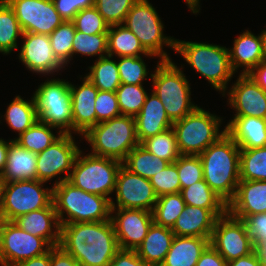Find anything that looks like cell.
Wrapping results in <instances>:
<instances>
[{
    "instance_id": "cell-49",
    "label": "cell",
    "mask_w": 266,
    "mask_h": 266,
    "mask_svg": "<svg viewBox=\"0 0 266 266\" xmlns=\"http://www.w3.org/2000/svg\"><path fill=\"white\" fill-rule=\"evenodd\" d=\"M242 221L246 226L254 248L266 241V213L247 216Z\"/></svg>"
},
{
    "instance_id": "cell-42",
    "label": "cell",
    "mask_w": 266,
    "mask_h": 266,
    "mask_svg": "<svg viewBox=\"0 0 266 266\" xmlns=\"http://www.w3.org/2000/svg\"><path fill=\"white\" fill-rule=\"evenodd\" d=\"M116 95L121 115L135 117L141 111L148 93L143 85L121 83Z\"/></svg>"
},
{
    "instance_id": "cell-29",
    "label": "cell",
    "mask_w": 266,
    "mask_h": 266,
    "mask_svg": "<svg viewBox=\"0 0 266 266\" xmlns=\"http://www.w3.org/2000/svg\"><path fill=\"white\" fill-rule=\"evenodd\" d=\"M210 239L191 236H174L171 247L160 266H195Z\"/></svg>"
},
{
    "instance_id": "cell-30",
    "label": "cell",
    "mask_w": 266,
    "mask_h": 266,
    "mask_svg": "<svg viewBox=\"0 0 266 266\" xmlns=\"http://www.w3.org/2000/svg\"><path fill=\"white\" fill-rule=\"evenodd\" d=\"M108 56L112 57H146L155 55L148 53L136 35L124 24L109 26L107 32Z\"/></svg>"
},
{
    "instance_id": "cell-12",
    "label": "cell",
    "mask_w": 266,
    "mask_h": 266,
    "mask_svg": "<svg viewBox=\"0 0 266 266\" xmlns=\"http://www.w3.org/2000/svg\"><path fill=\"white\" fill-rule=\"evenodd\" d=\"M52 247L47 240L24 231L13 221L5 220L0 233V265L12 266L44 255Z\"/></svg>"
},
{
    "instance_id": "cell-47",
    "label": "cell",
    "mask_w": 266,
    "mask_h": 266,
    "mask_svg": "<svg viewBox=\"0 0 266 266\" xmlns=\"http://www.w3.org/2000/svg\"><path fill=\"white\" fill-rule=\"evenodd\" d=\"M177 171L181 190L203 180V168L199 155H180L177 159Z\"/></svg>"
},
{
    "instance_id": "cell-7",
    "label": "cell",
    "mask_w": 266,
    "mask_h": 266,
    "mask_svg": "<svg viewBox=\"0 0 266 266\" xmlns=\"http://www.w3.org/2000/svg\"><path fill=\"white\" fill-rule=\"evenodd\" d=\"M221 119L197 106L191 113L173 123L177 147L181 155H200L226 133L219 130Z\"/></svg>"
},
{
    "instance_id": "cell-3",
    "label": "cell",
    "mask_w": 266,
    "mask_h": 266,
    "mask_svg": "<svg viewBox=\"0 0 266 266\" xmlns=\"http://www.w3.org/2000/svg\"><path fill=\"white\" fill-rule=\"evenodd\" d=\"M53 203L61 225L110 220L111 202L102 195L91 194L68 180L53 185ZM66 213V219L65 215Z\"/></svg>"
},
{
    "instance_id": "cell-59",
    "label": "cell",
    "mask_w": 266,
    "mask_h": 266,
    "mask_svg": "<svg viewBox=\"0 0 266 266\" xmlns=\"http://www.w3.org/2000/svg\"><path fill=\"white\" fill-rule=\"evenodd\" d=\"M255 250L257 251L261 260H266V241L259 244Z\"/></svg>"
},
{
    "instance_id": "cell-26",
    "label": "cell",
    "mask_w": 266,
    "mask_h": 266,
    "mask_svg": "<svg viewBox=\"0 0 266 266\" xmlns=\"http://www.w3.org/2000/svg\"><path fill=\"white\" fill-rule=\"evenodd\" d=\"M216 220L217 217L209 209L186 205L172 231L175 236L210 239Z\"/></svg>"
},
{
    "instance_id": "cell-18",
    "label": "cell",
    "mask_w": 266,
    "mask_h": 266,
    "mask_svg": "<svg viewBox=\"0 0 266 266\" xmlns=\"http://www.w3.org/2000/svg\"><path fill=\"white\" fill-rule=\"evenodd\" d=\"M21 37L23 43L18 56L29 71L45 76L65 68L53 52L49 35L23 33Z\"/></svg>"
},
{
    "instance_id": "cell-8",
    "label": "cell",
    "mask_w": 266,
    "mask_h": 266,
    "mask_svg": "<svg viewBox=\"0 0 266 266\" xmlns=\"http://www.w3.org/2000/svg\"><path fill=\"white\" fill-rule=\"evenodd\" d=\"M82 153L80 150L68 181L83 191L102 195L111 201L109 195L114 193L117 173L122 162L91 153L87 155Z\"/></svg>"
},
{
    "instance_id": "cell-28",
    "label": "cell",
    "mask_w": 266,
    "mask_h": 266,
    "mask_svg": "<svg viewBox=\"0 0 266 266\" xmlns=\"http://www.w3.org/2000/svg\"><path fill=\"white\" fill-rule=\"evenodd\" d=\"M174 236L171 228L153 222L135 251L148 266H160L171 247Z\"/></svg>"
},
{
    "instance_id": "cell-19",
    "label": "cell",
    "mask_w": 266,
    "mask_h": 266,
    "mask_svg": "<svg viewBox=\"0 0 266 266\" xmlns=\"http://www.w3.org/2000/svg\"><path fill=\"white\" fill-rule=\"evenodd\" d=\"M230 90L227 102L235 109L234 116H252L266 119V91L249 74L238 76Z\"/></svg>"
},
{
    "instance_id": "cell-2",
    "label": "cell",
    "mask_w": 266,
    "mask_h": 266,
    "mask_svg": "<svg viewBox=\"0 0 266 266\" xmlns=\"http://www.w3.org/2000/svg\"><path fill=\"white\" fill-rule=\"evenodd\" d=\"M199 157L203 179L228 204L240 182V147L225 133Z\"/></svg>"
},
{
    "instance_id": "cell-54",
    "label": "cell",
    "mask_w": 266,
    "mask_h": 266,
    "mask_svg": "<svg viewBox=\"0 0 266 266\" xmlns=\"http://www.w3.org/2000/svg\"><path fill=\"white\" fill-rule=\"evenodd\" d=\"M261 259L256 250L247 256L227 262V266H260Z\"/></svg>"
},
{
    "instance_id": "cell-22",
    "label": "cell",
    "mask_w": 266,
    "mask_h": 266,
    "mask_svg": "<svg viewBox=\"0 0 266 266\" xmlns=\"http://www.w3.org/2000/svg\"><path fill=\"white\" fill-rule=\"evenodd\" d=\"M13 222L33 236L47 240L52 246L60 245L61 226L53 202L48 207L19 216Z\"/></svg>"
},
{
    "instance_id": "cell-5",
    "label": "cell",
    "mask_w": 266,
    "mask_h": 266,
    "mask_svg": "<svg viewBox=\"0 0 266 266\" xmlns=\"http://www.w3.org/2000/svg\"><path fill=\"white\" fill-rule=\"evenodd\" d=\"M91 154L123 162L139 143L135 118L120 115L91 127L84 135Z\"/></svg>"
},
{
    "instance_id": "cell-53",
    "label": "cell",
    "mask_w": 266,
    "mask_h": 266,
    "mask_svg": "<svg viewBox=\"0 0 266 266\" xmlns=\"http://www.w3.org/2000/svg\"><path fill=\"white\" fill-rule=\"evenodd\" d=\"M195 266H227V262L211 245H209L201 254Z\"/></svg>"
},
{
    "instance_id": "cell-48",
    "label": "cell",
    "mask_w": 266,
    "mask_h": 266,
    "mask_svg": "<svg viewBox=\"0 0 266 266\" xmlns=\"http://www.w3.org/2000/svg\"><path fill=\"white\" fill-rule=\"evenodd\" d=\"M95 111L97 124L120 116L121 111L118 105L116 92L98 90L95 101Z\"/></svg>"
},
{
    "instance_id": "cell-10",
    "label": "cell",
    "mask_w": 266,
    "mask_h": 266,
    "mask_svg": "<svg viewBox=\"0 0 266 266\" xmlns=\"http://www.w3.org/2000/svg\"><path fill=\"white\" fill-rule=\"evenodd\" d=\"M38 119L58 129V133L72 134L70 83L51 79L39 85L34 95Z\"/></svg>"
},
{
    "instance_id": "cell-45",
    "label": "cell",
    "mask_w": 266,
    "mask_h": 266,
    "mask_svg": "<svg viewBox=\"0 0 266 266\" xmlns=\"http://www.w3.org/2000/svg\"><path fill=\"white\" fill-rule=\"evenodd\" d=\"M149 180L157 197L180 193L181 186L177 171V160L174 163H169L162 171L152 176Z\"/></svg>"
},
{
    "instance_id": "cell-20",
    "label": "cell",
    "mask_w": 266,
    "mask_h": 266,
    "mask_svg": "<svg viewBox=\"0 0 266 266\" xmlns=\"http://www.w3.org/2000/svg\"><path fill=\"white\" fill-rule=\"evenodd\" d=\"M80 86L70 83L72 133L84 135L91 127L97 125L95 101L98 88L85 76L80 77Z\"/></svg>"
},
{
    "instance_id": "cell-60",
    "label": "cell",
    "mask_w": 266,
    "mask_h": 266,
    "mask_svg": "<svg viewBox=\"0 0 266 266\" xmlns=\"http://www.w3.org/2000/svg\"><path fill=\"white\" fill-rule=\"evenodd\" d=\"M263 61L266 62V30L261 32Z\"/></svg>"
},
{
    "instance_id": "cell-13",
    "label": "cell",
    "mask_w": 266,
    "mask_h": 266,
    "mask_svg": "<svg viewBox=\"0 0 266 266\" xmlns=\"http://www.w3.org/2000/svg\"><path fill=\"white\" fill-rule=\"evenodd\" d=\"M73 138L72 134H61L50 146L37 154L36 171L39 181L48 182L58 175L59 178H56L53 185L68 180L80 152ZM63 173L65 176L61 178Z\"/></svg>"
},
{
    "instance_id": "cell-56",
    "label": "cell",
    "mask_w": 266,
    "mask_h": 266,
    "mask_svg": "<svg viewBox=\"0 0 266 266\" xmlns=\"http://www.w3.org/2000/svg\"><path fill=\"white\" fill-rule=\"evenodd\" d=\"M12 266H50V251L44 255L15 263Z\"/></svg>"
},
{
    "instance_id": "cell-63",
    "label": "cell",
    "mask_w": 266,
    "mask_h": 266,
    "mask_svg": "<svg viewBox=\"0 0 266 266\" xmlns=\"http://www.w3.org/2000/svg\"><path fill=\"white\" fill-rule=\"evenodd\" d=\"M260 266H266V260H261V265Z\"/></svg>"
},
{
    "instance_id": "cell-23",
    "label": "cell",
    "mask_w": 266,
    "mask_h": 266,
    "mask_svg": "<svg viewBox=\"0 0 266 266\" xmlns=\"http://www.w3.org/2000/svg\"><path fill=\"white\" fill-rule=\"evenodd\" d=\"M136 133L139 143L153 137L172 127L173 122L169 119L163 103L152 91L147 95L141 111L134 117Z\"/></svg>"
},
{
    "instance_id": "cell-38",
    "label": "cell",
    "mask_w": 266,
    "mask_h": 266,
    "mask_svg": "<svg viewBox=\"0 0 266 266\" xmlns=\"http://www.w3.org/2000/svg\"><path fill=\"white\" fill-rule=\"evenodd\" d=\"M240 180L266 181V146L240 149Z\"/></svg>"
},
{
    "instance_id": "cell-57",
    "label": "cell",
    "mask_w": 266,
    "mask_h": 266,
    "mask_svg": "<svg viewBox=\"0 0 266 266\" xmlns=\"http://www.w3.org/2000/svg\"><path fill=\"white\" fill-rule=\"evenodd\" d=\"M12 141L13 139H10L8 142H6L4 139L0 138V173L3 171L5 167L9 144Z\"/></svg>"
},
{
    "instance_id": "cell-36",
    "label": "cell",
    "mask_w": 266,
    "mask_h": 266,
    "mask_svg": "<svg viewBox=\"0 0 266 266\" xmlns=\"http://www.w3.org/2000/svg\"><path fill=\"white\" fill-rule=\"evenodd\" d=\"M20 35L23 31L13 9L5 0H0V52L7 55L17 49Z\"/></svg>"
},
{
    "instance_id": "cell-46",
    "label": "cell",
    "mask_w": 266,
    "mask_h": 266,
    "mask_svg": "<svg viewBox=\"0 0 266 266\" xmlns=\"http://www.w3.org/2000/svg\"><path fill=\"white\" fill-rule=\"evenodd\" d=\"M72 22L77 31L89 35L107 33L109 28L95 6L79 11Z\"/></svg>"
},
{
    "instance_id": "cell-58",
    "label": "cell",
    "mask_w": 266,
    "mask_h": 266,
    "mask_svg": "<svg viewBox=\"0 0 266 266\" xmlns=\"http://www.w3.org/2000/svg\"><path fill=\"white\" fill-rule=\"evenodd\" d=\"M199 2L200 0H185V3L188 5V8L193 12V14L199 13L200 11Z\"/></svg>"
},
{
    "instance_id": "cell-33",
    "label": "cell",
    "mask_w": 266,
    "mask_h": 266,
    "mask_svg": "<svg viewBox=\"0 0 266 266\" xmlns=\"http://www.w3.org/2000/svg\"><path fill=\"white\" fill-rule=\"evenodd\" d=\"M4 120L12 130H16L20 136L30 128L38 119L37 107L34 97L31 100H24L20 95L6 108Z\"/></svg>"
},
{
    "instance_id": "cell-25",
    "label": "cell",
    "mask_w": 266,
    "mask_h": 266,
    "mask_svg": "<svg viewBox=\"0 0 266 266\" xmlns=\"http://www.w3.org/2000/svg\"><path fill=\"white\" fill-rule=\"evenodd\" d=\"M233 42V47L229 49L231 68L237 72L239 67H243L242 74H249L263 61L261 34L256 36L246 30Z\"/></svg>"
},
{
    "instance_id": "cell-14",
    "label": "cell",
    "mask_w": 266,
    "mask_h": 266,
    "mask_svg": "<svg viewBox=\"0 0 266 266\" xmlns=\"http://www.w3.org/2000/svg\"><path fill=\"white\" fill-rule=\"evenodd\" d=\"M210 245L226 262L247 256L255 250L244 222L228 212L217 218Z\"/></svg>"
},
{
    "instance_id": "cell-27",
    "label": "cell",
    "mask_w": 266,
    "mask_h": 266,
    "mask_svg": "<svg viewBox=\"0 0 266 266\" xmlns=\"http://www.w3.org/2000/svg\"><path fill=\"white\" fill-rule=\"evenodd\" d=\"M36 162V153L21 147L13 140L9 144L5 167L0 173L3 183L37 180Z\"/></svg>"
},
{
    "instance_id": "cell-34",
    "label": "cell",
    "mask_w": 266,
    "mask_h": 266,
    "mask_svg": "<svg viewBox=\"0 0 266 266\" xmlns=\"http://www.w3.org/2000/svg\"><path fill=\"white\" fill-rule=\"evenodd\" d=\"M89 70L86 77L99 90L116 92L121 85L117 62L113 61L110 56L95 60Z\"/></svg>"
},
{
    "instance_id": "cell-61",
    "label": "cell",
    "mask_w": 266,
    "mask_h": 266,
    "mask_svg": "<svg viewBox=\"0 0 266 266\" xmlns=\"http://www.w3.org/2000/svg\"><path fill=\"white\" fill-rule=\"evenodd\" d=\"M4 221H5L4 217H3L2 213L0 212V233H1V228H2Z\"/></svg>"
},
{
    "instance_id": "cell-21",
    "label": "cell",
    "mask_w": 266,
    "mask_h": 266,
    "mask_svg": "<svg viewBox=\"0 0 266 266\" xmlns=\"http://www.w3.org/2000/svg\"><path fill=\"white\" fill-rule=\"evenodd\" d=\"M227 212L243 220L247 216L266 213V181L240 180Z\"/></svg>"
},
{
    "instance_id": "cell-41",
    "label": "cell",
    "mask_w": 266,
    "mask_h": 266,
    "mask_svg": "<svg viewBox=\"0 0 266 266\" xmlns=\"http://www.w3.org/2000/svg\"><path fill=\"white\" fill-rule=\"evenodd\" d=\"M74 54L90 57L98 55V59L108 56L107 33L89 35L76 30L72 42V58Z\"/></svg>"
},
{
    "instance_id": "cell-62",
    "label": "cell",
    "mask_w": 266,
    "mask_h": 266,
    "mask_svg": "<svg viewBox=\"0 0 266 266\" xmlns=\"http://www.w3.org/2000/svg\"><path fill=\"white\" fill-rule=\"evenodd\" d=\"M2 186H3V181L0 175V204H1Z\"/></svg>"
},
{
    "instance_id": "cell-39",
    "label": "cell",
    "mask_w": 266,
    "mask_h": 266,
    "mask_svg": "<svg viewBox=\"0 0 266 266\" xmlns=\"http://www.w3.org/2000/svg\"><path fill=\"white\" fill-rule=\"evenodd\" d=\"M141 145L150 153L169 163H174L181 155L172 127L153 137L145 139Z\"/></svg>"
},
{
    "instance_id": "cell-31",
    "label": "cell",
    "mask_w": 266,
    "mask_h": 266,
    "mask_svg": "<svg viewBox=\"0 0 266 266\" xmlns=\"http://www.w3.org/2000/svg\"><path fill=\"white\" fill-rule=\"evenodd\" d=\"M186 205L209 209L217 218L227 213V203L205 182L200 180L180 192Z\"/></svg>"
},
{
    "instance_id": "cell-4",
    "label": "cell",
    "mask_w": 266,
    "mask_h": 266,
    "mask_svg": "<svg viewBox=\"0 0 266 266\" xmlns=\"http://www.w3.org/2000/svg\"><path fill=\"white\" fill-rule=\"evenodd\" d=\"M175 52L181 54L201 77L206 78L215 90L225 96L227 84L235 73L230 64L229 48L176 39Z\"/></svg>"
},
{
    "instance_id": "cell-17",
    "label": "cell",
    "mask_w": 266,
    "mask_h": 266,
    "mask_svg": "<svg viewBox=\"0 0 266 266\" xmlns=\"http://www.w3.org/2000/svg\"><path fill=\"white\" fill-rule=\"evenodd\" d=\"M110 220L119 249L135 250L147 235L148 229L153 223V214L151 211L143 209L111 208Z\"/></svg>"
},
{
    "instance_id": "cell-55",
    "label": "cell",
    "mask_w": 266,
    "mask_h": 266,
    "mask_svg": "<svg viewBox=\"0 0 266 266\" xmlns=\"http://www.w3.org/2000/svg\"><path fill=\"white\" fill-rule=\"evenodd\" d=\"M249 75L253 80L264 90L266 91V62L262 61L259 63Z\"/></svg>"
},
{
    "instance_id": "cell-43",
    "label": "cell",
    "mask_w": 266,
    "mask_h": 266,
    "mask_svg": "<svg viewBox=\"0 0 266 266\" xmlns=\"http://www.w3.org/2000/svg\"><path fill=\"white\" fill-rule=\"evenodd\" d=\"M138 0H95V7L109 25L123 24L128 12Z\"/></svg>"
},
{
    "instance_id": "cell-11",
    "label": "cell",
    "mask_w": 266,
    "mask_h": 266,
    "mask_svg": "<svg viewBox=\"0 0 266 266\" xmlns=\"http://www.w3.org/2000/svg\"><path fill=\"white\" fill-rule=\"evenodd\" d=\"M44 183L38 179L3 183L0 212L4 220L14 221L19 216L48 207L53 202V187L44 188Z\"/></svg>"
},
{
    "instance_id": "cell-6",
    "label": "cell",
    "mask_w": 266,
    "mask_h": 266,
    "mask_svg": "<svg viewBox=\"0 0 266 266\" xmlns=\"http://www.w3.org/2000/svg\"><path fill=\"white\" fill-rule=\"evenodd\" d=\"M150 74L153 92L163 103L169 119L174 123L191 113L196 107L191 101V88L185 74L172 60L158 61Z\"/></svg>"
},
{
    "instance_id": "cell-24",
    "label": "cell",
    "mask_w": 266,
    "mask_h": 266,
    "mask_svg": "<svg viewBox=\"0 0 266 266\" xmlns=\"http://www.w3.org/2000/svg\"><path fill=\"white\" fill-rule=\"evenodd\" d=\"M225 129L240 149L266 146V119L264 118L234 116Z\"/></svg>"
},
{
    "instance_id": "cell-51",
    "label": "cell",
    "mask_w": 266,
    "mask_h": 266,
    "mask_svg": "<svg viewBox=\"0 0 266 266\" xmlns=\"http://www.w3.org/2000/svg\"><path fill=\"white\" fill-rule=\"evenodd\" d=\"M109 266H148L135 250H119Z\"/></svg>"
},
{
    "instance_id": "cell-50",
    "label": "cell",
    "mask_w": 266,
    "mask_h": 266,
    "mask_svg": "<svg viewBox=\"0 0 266 266\" xmlns=\"http://www.w3.org/2000/svg\"><path fill=\"white\" fill-rule=\"evenodd\" d=\"M64 21H72L76 14L86 8L95 6V0H52Z\"/></svg>"
},
{
    "instance_id": "cell-44",
    "label": "cell",
    "mask_w": 266,
    "mask_h": 266,
    "mask_svg": "<svg viewBox=\"0 0 266 266\" xmlns=\"http://www.w3.org/2000/svg\"><path fill=\"white\" fill-rule=\"evenodd\" d=\"M117 62L120 82L122 84L142 85L147 77L148 71L142 56L119 57Z\"/></svg>"
},
{
    "instance_id": "cell-1",
    "label": "cell",
    "mask_w": 266,
    "mask_h": 266,
    "mask_svg": "<svg viewBox=\"0 0 266 266\" xmlns=\"http://www.w3.org/2000/svg\"><path fill=\"white\" fill-rule=\"evenodd\" d=\"M60 247L80 266H109L120 250L111 220L61 225Z\"/></svg>"
},
{
    "instance_id": "cell-35",
    "label": "cell",
    "mask_w": 266,
    "mask_h": 266,
    "mask_svg": "<svg viewBox=\"0 0 266 266\" xmlns=\"http://www.w3.org/2000/svg\"><path fill=\"white\" fill-rule=\"evenodd\" d=\"M53 129L56 128L37 120L30 128L13 140L21 147L38 154L50 146L62 134L57 132L58 135L56 136L52 132Z\"/></svg>"
},
{
    "instance_id": "cell-40",
    "label": "cell",
    "mask_w": 266,
    "mask_h": 266,
    "mask_svg": "<svg viewBox=\"0 0 266 266\" xmlns=\"http://www.w3.org/2000/svg\"><path fill=\"white\" fill-rule=\"evenodd\" d=\"M75 32L76 29L73 22L64 21L49 35L53 52L64 66L73 60L72 42Z\"/></svg>"
},
{
    "instance_id": "cell-9",
    "label": "cell",
    "mask_w": 266,
    "mask_h": 266,
    "mask_svg": "<svg viewBox=\"0 0 266 266\" xmlns=\"http://www.w3.org/2000/svg\"><path fill=\"white\" fill-rule=\"evenodd\" d=\"M123 24L136 35L148 53L160 57L161 61L171 60L163 46L167 45L175 51L176 39L163 33L164 24L148 0H138L128 12Z\"/></svg>"
},
{
    "instance_id": "cell-32",
    "label": "cell",
    "mask_w": 266,
    "mask_h": 266,
    "mask_svg": "<svg viewBox=\"0 0 266 266\" xmlns=\"http://www.w3.org/2000/svg\"><path fill=\"white\" fill-rule=\"evenodd\" d=\"M168 164V161L150 153L141 144L134 147L122 162V165L130 172L146 179H150L152 176L158 174Z\"/></svg>"
},
{
    "instance_id": "cell-52",
    "label": "cell",
    "mask_w": 266,
    "mask_h": 266,
    "mask_svg": "<svg viewBox=\"0 0 266 266\" xmlns=\"http://www.w3.org/2000/svg\"><path fill=\"white\" fill-rule=\"evenodd\" d=\"M50 266H80L77 260L60 246L50 249Z\"/></svg>"
},
{
    "instance_id": "cell-37",
    "label": "cell",
    "mask_w": 266,
    "mask_h": 266,
    "mask_svg": "<svg viewBox=\"0 0 266 266\" xmlns=\"http://www.w3.org/2000/svg\"><path fill=\"white\" fill-rule=\"evenodd\" d=\"M185 207L186 203L181 193L166 194L157 197L152 211L153 222L157 225L172 229Z\"/></svg>"
},
{
    "instance_id": "cell-15",
    "label": "cell",
    "mask_w": 266,
    "mask_h": 266,
    "mask_svg": "<svg viewBox=\"0 0 266 266\" xmlns=\"http://www.w3.org/2000/svg\"><path fill=\"white\" fill-rule=\"evenodd\" d=\"M13 9L23 33L50 35L63 18L52 0H5Z\"/></svg>"
},
{
    "instance_id": "cell-16",
    "label": "cell",
    "mask_w": 266,
    "mask_h": 266,
    "mask_svg": "<svg viewBox=\"0 0 266 266\" xmlns=\"http://www.w3.org/2000/svg\"><path fill=\"white\" fill-rule=\"evenodd\" d=\"M116 202L111 208H134L153 211L157 196L149 179L130 172L123 165L116 177Z\"/></svg>"
}]
</instances>
